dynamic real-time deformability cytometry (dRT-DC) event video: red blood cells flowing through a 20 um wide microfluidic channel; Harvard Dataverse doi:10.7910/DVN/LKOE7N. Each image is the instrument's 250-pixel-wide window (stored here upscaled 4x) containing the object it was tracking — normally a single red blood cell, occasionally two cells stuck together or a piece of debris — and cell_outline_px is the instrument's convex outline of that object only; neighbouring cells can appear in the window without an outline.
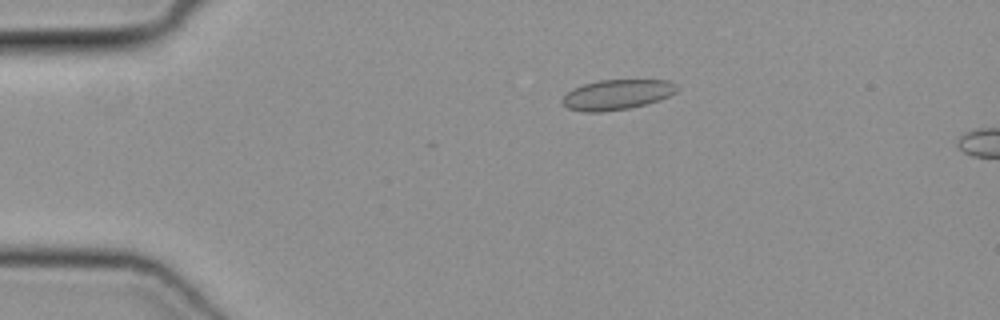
{"species": "common noctule bat (a hibernating species)", "species_latin": "Nyctalus noctula", "temperature_condition": "cold", "stored_images_in_passage": 15, "camera_frame_rate_fps": 3000, "um_per_image_px": 0.085, "animal": {"sex": "female", "body_mass_g": 19.3, "forearm_length_mm": 54.1}, "frame": {"image": 1, "passage_image": 11, "time_ms": 3.333, "image_size_px": [1000, 320], "cell_outline_px": [[680, 88], [676, 92], [660, 100], [628, 108], [600, 112], [584, 112], [568, 108], [560, 100], [572, 88], [596, 80], [668, 80], [676, 84]], "centroid_in_image_um": [52.44, 8.03], "position_along_channel_um": 32.6, "area_um2": 20.11}}